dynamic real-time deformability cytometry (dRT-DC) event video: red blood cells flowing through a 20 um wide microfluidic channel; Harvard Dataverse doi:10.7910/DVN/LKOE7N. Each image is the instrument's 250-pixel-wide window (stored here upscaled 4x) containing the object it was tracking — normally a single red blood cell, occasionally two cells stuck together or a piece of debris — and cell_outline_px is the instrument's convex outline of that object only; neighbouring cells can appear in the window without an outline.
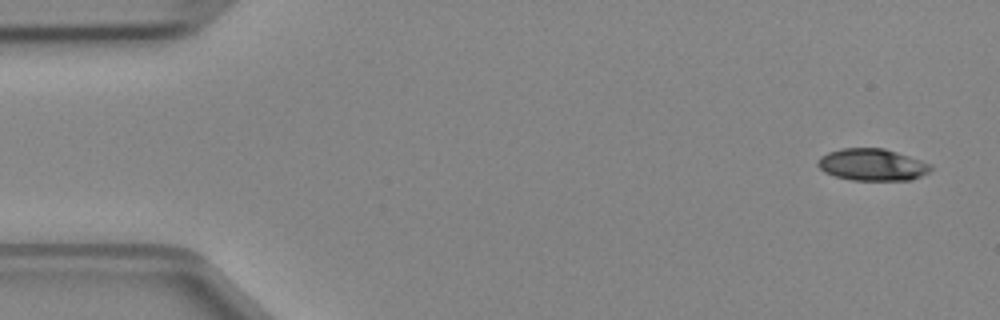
{"species": "Egyptian fruit bat (a non-hibernating species)", "species_latin": "Rousettus aegyptiacus", "temperature_condition": "cold", "stored_images_in_passage": 4, "camera_frame_rate_fps": 3000, "um_per_image_px": 0.085, "animal": {"sex": "female"}, "frame": {"image": 1, "passage_image": 1, "time_ms": 0.0, "image_size_px": [1000, 320], "cell_outline_px": [[932, 168], [928, 172], [912, 180], [852, 180], [836, 176], [824, 172], [816, 164], [816, 160], [820, 156], [828, 152], [840, 148], [884, 148], [932, 164]], "centroid_in_image_um": [74.11, 13.99], "position_along_channel_um": 10.9, "area_um2": 21.04}}
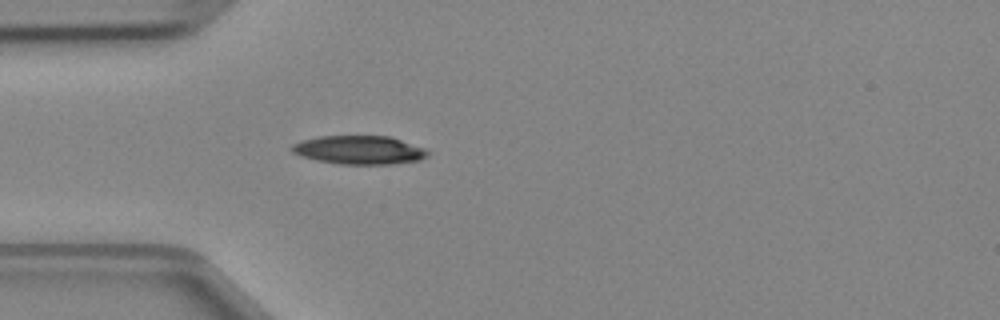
{"frame": {"image": 2, "passage_image": 4, "time_ms": 1.0, "image_size_px": [1000, 320], "cell_outline_px": [[432, 152], [428, 156], [420, 160], [392, 164], [340, 164], [316, 160], [300, 156], [292, 152], [288, 148], [292, 144], [300, 140], [320, 136], [392, 136], [428, 148]], "centroid_in_image_um": [30.58, 12.74], "position_along_channel_um": 54.4, "area_um2": 23.18}}